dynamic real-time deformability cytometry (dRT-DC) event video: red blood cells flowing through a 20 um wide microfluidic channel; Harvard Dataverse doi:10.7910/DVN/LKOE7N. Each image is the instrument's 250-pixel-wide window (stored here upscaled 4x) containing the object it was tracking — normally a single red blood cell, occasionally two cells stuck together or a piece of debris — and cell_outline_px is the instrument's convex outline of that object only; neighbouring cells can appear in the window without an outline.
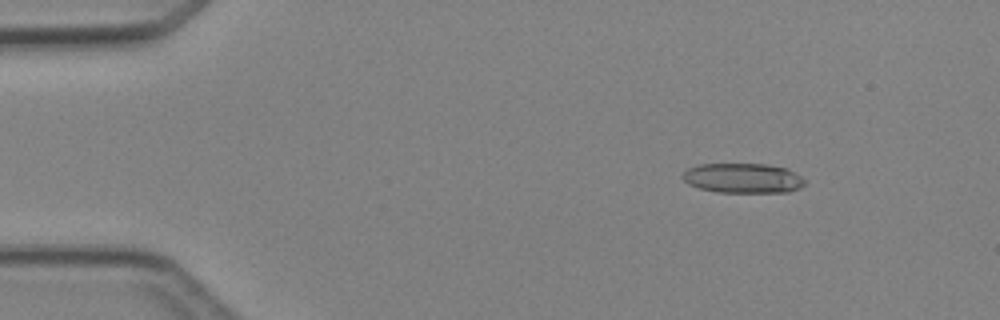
{"species": "Egyptian fruit bat (a non-hibernating species)", "species_latin": "Rousettus aegyptiacus", "temperature_condition": "cold", "stored_images_in_passage": 4, "camera_frame_rate_fps": 3000, "um_per_image_px": 0.085, "animal": {"sex": "female"}, "frame": {"image": 1, "passage_image": 2, "time_ms": 2.0, "image_size_px": [1000, 320], "cell_outline_px": [[804, 184], [800, 188], [788, 192], [716, 192], [700, 188], [688, 184], [680, 176], [688, 168], [700, 164], [768, 164], [784, 168], [800, 176], [804, 180]], "centroid_in_image_um": [63.11, 15.14], "position_along_channel_um": 21.9, "area_um2": 21.1}}